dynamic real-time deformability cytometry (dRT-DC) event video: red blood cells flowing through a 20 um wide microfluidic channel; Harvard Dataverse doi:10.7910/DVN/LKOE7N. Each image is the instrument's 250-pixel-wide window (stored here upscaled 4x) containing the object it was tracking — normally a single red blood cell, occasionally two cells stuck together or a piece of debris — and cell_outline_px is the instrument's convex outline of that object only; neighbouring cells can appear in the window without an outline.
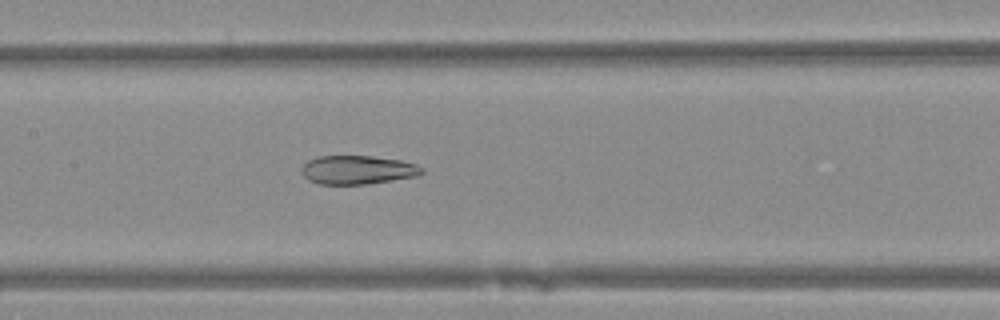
{"species": "Egyptian fruit bat (a non-hibernating species)", "species_latin": "Rousettus aegyptiacus", "temperature_condition": "warm", "stored_images_in_passage": 36, "camera_frame_rate_fps": 3000, "um_per_image_px": 0.085, "animal": {"sex": "female"}, "frame": {"image": 1, "passage_image": 10, "time_ms": 3.0, "image_size_px": [1000, 320], "cell_outline_px": [[424, 172], [420, 176], [368, 184], [320, 184], [308, 180], [300, 172], [300, 168], [308, 160], [320, 156], [372, 156], [400, 160], [416, 164], [424, 168]], "centroid_in_image_um": [30.42, 14.44], "position_along_channel_um": 177.0, "area_um2": 20.35}}
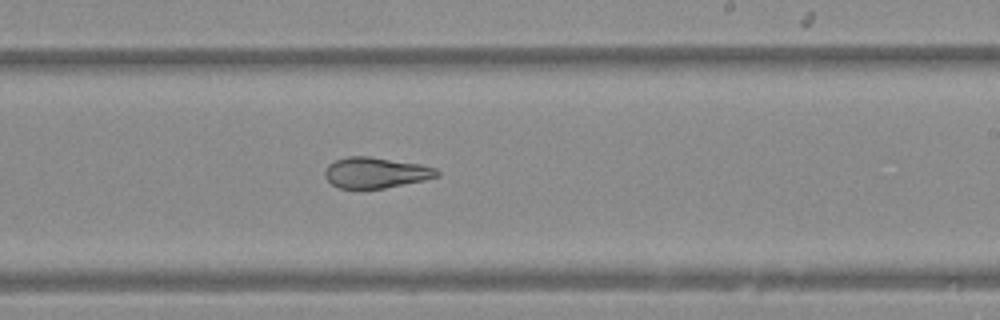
{"frame": {"image": 2, "passage_image": 16, "time_ms": 5.0, "image_size_px": [1000, 320], "cell_outline_px": [[440, 176], [424, 180], [384, 188], [340, 188], [332, 184], [324, 176], [324, 172], [328, 164], [336, 160], [348, 156], [368, 156], [420, 164], [436, 168], [440, 172]], "centroid_in_image_um": [31.94, 14.67], "position_along_channel_um": 257.1, "area_um2": 20.0}}
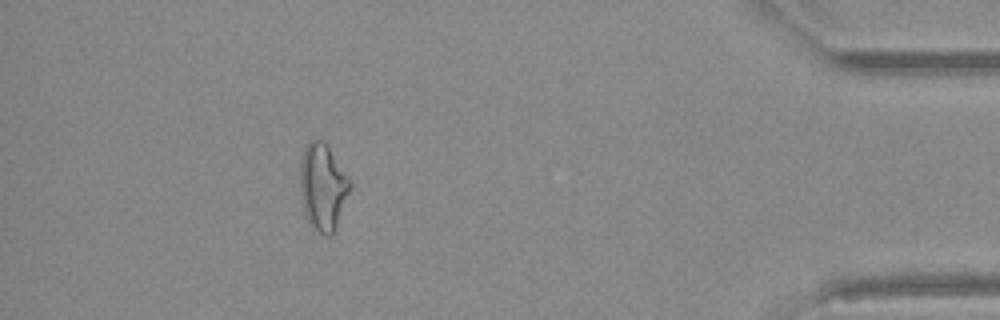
{"frame": {"image": 3, "passage_image": 31, "time_ms": 10.0, "image_size_px": [1000, 320], "cell_outline_px": [[352, 184], [336, 228], [328, 236], [324, 236], [312, 228], [304, 212], [300, 192], [300, 160], [304, 148], [308, 140], [324, 140], [328, 144], [348, 176]], "centroid_in_image_um": [27.43, 15.86], "position_along_channel_um": 407.8, "area_um2": 25.49}}